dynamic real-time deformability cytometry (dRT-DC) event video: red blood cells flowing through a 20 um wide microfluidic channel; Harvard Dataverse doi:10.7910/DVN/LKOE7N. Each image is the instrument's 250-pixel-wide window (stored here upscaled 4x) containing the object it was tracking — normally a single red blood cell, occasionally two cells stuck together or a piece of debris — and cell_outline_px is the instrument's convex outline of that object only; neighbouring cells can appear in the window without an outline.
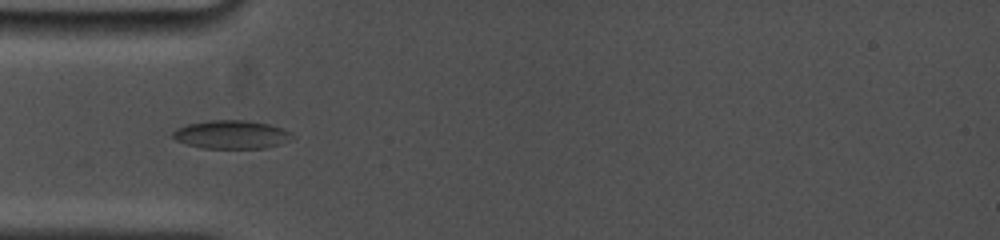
{"species": "common noctule bat (a hibernating species)", "species_latin": "Nyctalus noctula", "temperature_condition": "cold", "stored_images_in_passage": 9, "camera_frame_rate_fps": 5000, "um_per_image_px": 0.085, "animal": {"sex": "female", "body_mass_g": 19.0, "forearm_length_mm": 53.3}, "frame": {"image": 1, "passage_image": 2, "time_ms": 0.8, "image_size_px": [1000, 240], "cell_outline_px": [[292, 132], [288, 140], [280, 144], [264, 148], [204, 148], [188, 144], [176, 140], [172, 136], [172, 132], [176, 128], [188, 124], [208, 120], [248, 120], [268, 124]], "centroid_in_image_um": [19.63, 11.43], "position_along_channel_um": 65.4, "area_um2": 19.54}}
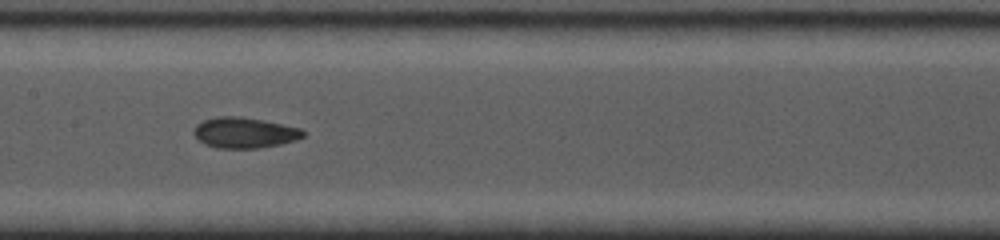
{"frame": {"image": 2, "passage_image": 7, "time_ms": 4.0, "image_size_px": [1000, 240], "cell_outline_px": [[304, 136], [296, 140], [280, 144], [260, 148], [216, 148], [204, 144], [192, 132], [196, 124], [204, 120], [220, 116], [240, 116], [264, 120], [300, 128], [304, 132]], "centroid_in_image_um": [20.77, 11.28], "position_along_channel_um": 186.6, "area_um2": 19.54}}
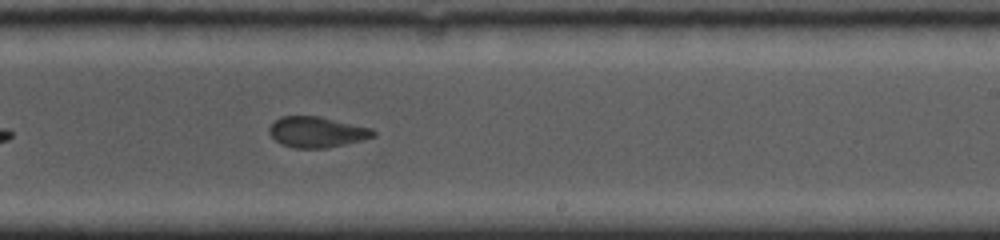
{"frame": {"image": 3, "passage_image": 9, "time_ms": 6.0, "image_size_px": [1000, 240], "cell_outline_px": [[376, 136], [328, 148], [292, 148], [280, 144], [268, 132], [268, 128], [280, 116], [320, 116], [372, 128], [376, 132]], "centroid_in_image_um": [26.92, 11.22], "position_along_channel_um": 262.1, "area_um2": 18.67}}